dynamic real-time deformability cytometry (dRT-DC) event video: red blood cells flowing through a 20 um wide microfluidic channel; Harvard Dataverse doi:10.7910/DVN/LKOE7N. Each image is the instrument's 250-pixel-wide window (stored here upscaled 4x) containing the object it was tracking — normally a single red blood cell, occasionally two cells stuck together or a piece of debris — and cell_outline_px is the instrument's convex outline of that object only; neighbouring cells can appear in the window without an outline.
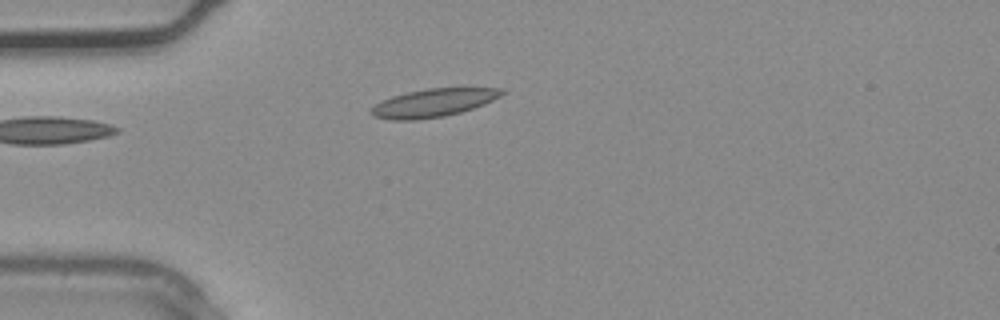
{"species": "common noctule bat (a hibernating species)", "species_latin": "Nyctalus noctula", "temperature_condition": "warm", "stored_images_in_passage": 2, "camera_frame_rate_fps": 3000, "um_per_image_px": 0.085, "animal": {"sex": "male", "body_mass_g": 20.4}, "frame": {"image": 1, "passage_image": 2, "time_ms": 0.333, "image_size_px": [1000, 320], "cell_outline_px": [[508, 92], [484, 104], [460, 112], [444, 116], [416, 120], [392, 120], [372, 116], [368, 112], [376, 104], [392, 96], [408, 92], [428, 88], [504, 88]], "centroid_in_image_um": [36.85, 8.74], "position_along_channel_um": 48.2, "area_um2": 21.33}}